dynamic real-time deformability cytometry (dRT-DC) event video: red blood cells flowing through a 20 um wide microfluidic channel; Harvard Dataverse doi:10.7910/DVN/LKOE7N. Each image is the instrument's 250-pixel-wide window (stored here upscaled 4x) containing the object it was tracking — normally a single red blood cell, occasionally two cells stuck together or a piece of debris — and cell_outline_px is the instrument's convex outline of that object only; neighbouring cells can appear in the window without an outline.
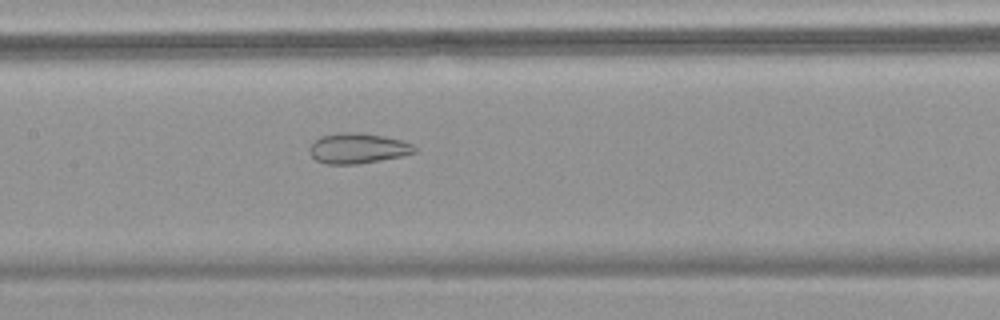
{"species": "common noctule bat (a hibernating species)", "species_latin": "Nyctalus noctula", "temperature_condition": "warm", "stored_images_in_passage": 49, "camera_frame_rate_fps": 3000, "um_per_image_px": 0.085, "animal": {"sex": "female", "body_mass_g": 18.4}, "frame": {"image": 1, "passage_image": 25, "time_ms": 8.0, "image_size_px": [1000, 320], "cell_outline_px": [[416, 152], [400, 156], [356, 164], [328, 164], [316, 160], [308, 152], [308, 148], [320, 136], [340, 132], [356, 132], [384, 136], [400, 140], [412, 144], [416, 148]], "centroid_in_image_um": [30.37, 12.6], "position_along_channel_um": 177.0, "area_um2": 18.38}}
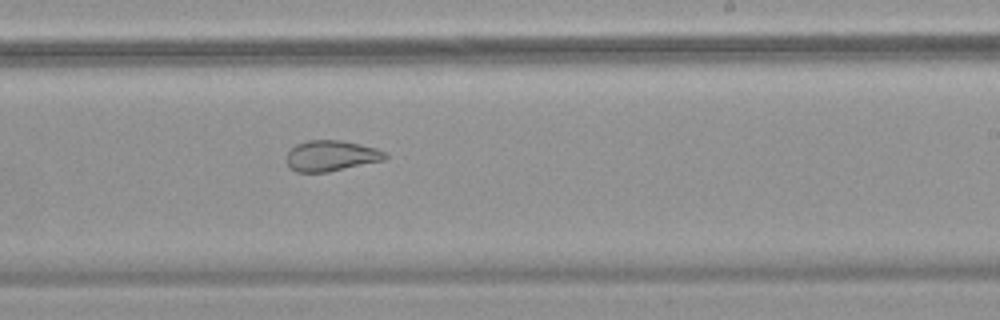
{"frame": {"image": 2, "passage_image": 31, "time_ms": 10.0, "image_size_px": [1000, 320], "cell_outline_px": [[388, 156], [384, 160], [328, 172], [296, 172], [288, 164], [288, 152], [296, 144], [308, 140], [340, 140], [360, 144], [376, 148], [384, 152]], "centroid_in_image_um": [28.16, 13.24], "position_along_channel_um": 260.8, "area_um2": 17.46}}
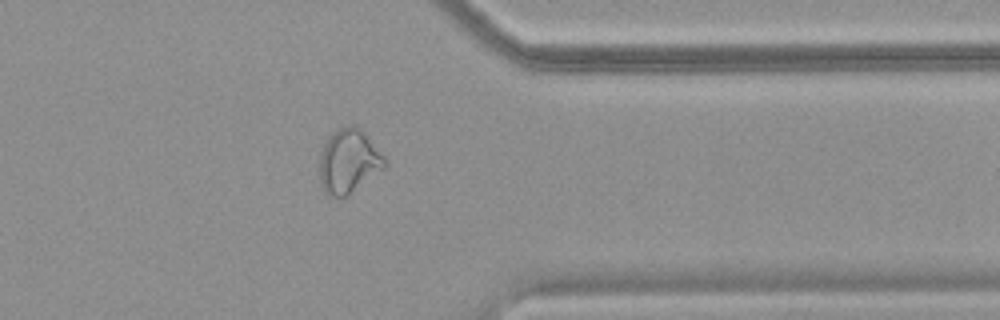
{"frame": {"image": 3, "passage_image": 40, "time_ms": 13.0, "image_size_px": [1000, 320], "cell_outline_px": [[388, 164], [384, 168], [348, 196], [328, 196], [324, 192], [320, 184], [320, 156], [324, 144], [328, 136], [340, 128], [348, 124], [356, 124], [368, 136], [388, 160]], "centroid_in_image_um": [29.66, 13.7], "position_along_channel_um": 381.7, "area_um2": 24.57}}